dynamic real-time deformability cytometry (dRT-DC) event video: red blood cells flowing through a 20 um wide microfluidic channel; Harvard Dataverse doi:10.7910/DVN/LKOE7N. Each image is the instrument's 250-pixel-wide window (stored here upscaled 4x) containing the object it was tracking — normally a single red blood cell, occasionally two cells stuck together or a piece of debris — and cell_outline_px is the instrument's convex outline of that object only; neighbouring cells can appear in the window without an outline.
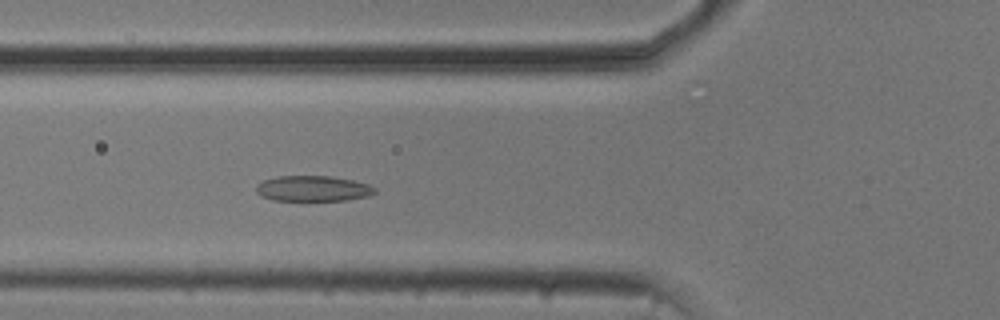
{"species": "common noctule bat (a hibernating species)", "species_latin": "Nyctalus noctula", "temperature_condition": "cold", "stored_images_in_passage": 46, "camera_frame_rate_fps": 3000, "um_per_image_px": 0.085, "animal": {"sex": "male", "body_mass_g": 20.5, "forearm_length_mm": 52.5}, "frame": {"image": 1, "passage_image": 12, "time_ms": 3.667, "image_size_px": [1000, 320], "cell_outline_px": [[376, 192], [368, 196], [348, 200], [272, 200], [260, 196], [256, 192], [256, 184], [264, 180], [276, 176], [332, 176], [352, 180], [368, 184], [376, 188]], "centroid_in_image_um": [26.58, 16.02], "position_along_channel_um": 99.2, "area_um2": 17.74}}
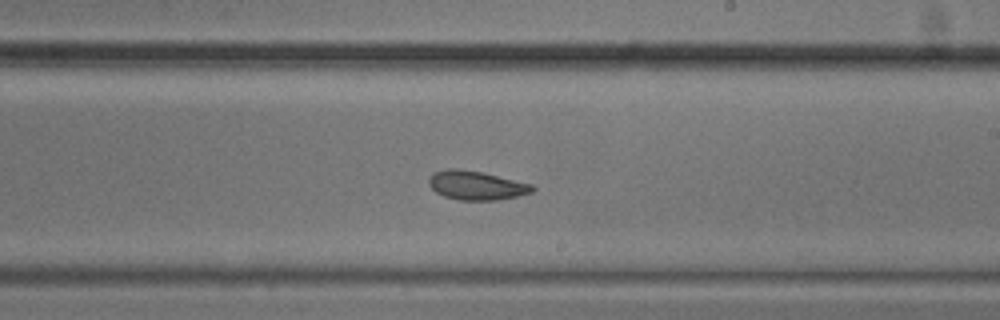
{"frame": {"image": 2, "passage_image": 24, "time_ms": 7.667, "image_size_px": [1000, 320], "cell_outline_px": [[536, 188], [532, 192], [516, 196], [496, 200], [460, 200], [444, 196], [436, 192], [428, 184], [428, 176], [432, 172], [448, 168], [456, 168], [480, 172], [532, 184]], "centroid_in_image_um": [40.44, 15.75], "position_along_channel_um": 248.6, "area_um2": 17.4}}
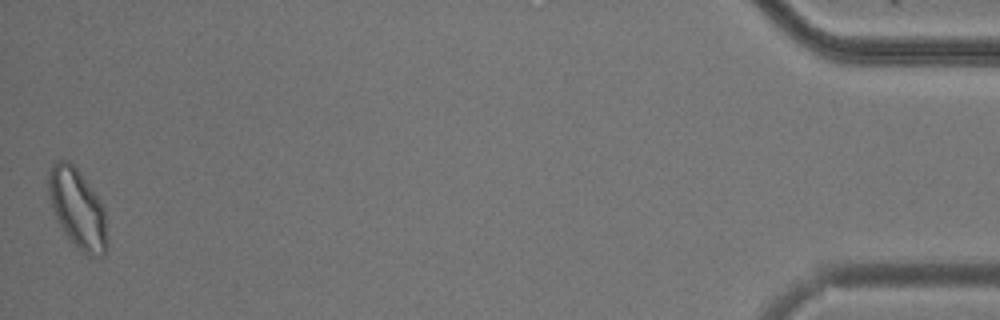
{"frame": {"image": 3, "passage_image": 46, "time_ms": 15.0, "image_size_px": [1000, 320], "cell_outline_px": [[108, 244], [104, 256], [88, 256], [64, 232], [56, 216], [48, 192], [48, 172], [52, 164], [56, 160], [68, 160], [76, 168], [100, 200], [104, 208]], "centroid_in_image_um": [6.61, 17.72], "position_along_channel_um": 428.6, "area_um2": 26.65}, "authors_computed_cell_mechanics": {"area_um2": 18.8139, "velocity_mm_per_s": 3.7259, "shape_relaxation_time_tau1_ms": 11.3069, "shape_relaxation_time_tau2_ms": 4.2654, "deformation_change_tau1": 0.1868, "deformation_change_tau2": 0.0999}}